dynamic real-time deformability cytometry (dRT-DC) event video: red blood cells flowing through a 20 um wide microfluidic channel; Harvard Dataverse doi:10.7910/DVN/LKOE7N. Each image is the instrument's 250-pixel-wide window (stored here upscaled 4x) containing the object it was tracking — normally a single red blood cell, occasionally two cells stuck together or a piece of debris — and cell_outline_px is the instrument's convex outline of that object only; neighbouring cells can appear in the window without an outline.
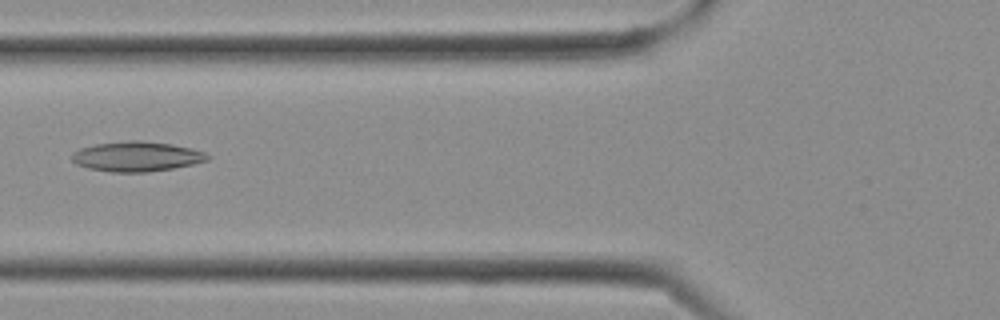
{"species": "Egyptian fruit bat (a non-hibernating species)", "species_latin": "Rousettus aegyptiacus", "temperature_condition": "cold", "stored_images_in_passage": 29, "camera_frame_rate_fps": 3000, "um_per_image_px": 0.085, "frame": {"image": 1, "passage_image": 11, "time_ms": 3.333, "image_size_px": [1000, 320], "cell_outline_px": [[212, 156], [208, 160], [192, 164], [172, 168], [148, 172], [112, 172], [88, 168], [76, 164], [72, 160], [72, 152], [80, 148], [96, 144], [128, 140], [140, 140], [172, 144], [192, 148], [204, 152]], "centroid_in_image_um": [11.62, 13.29], "position_along_channel_um": 114.2, "area_um2": 23.7}}
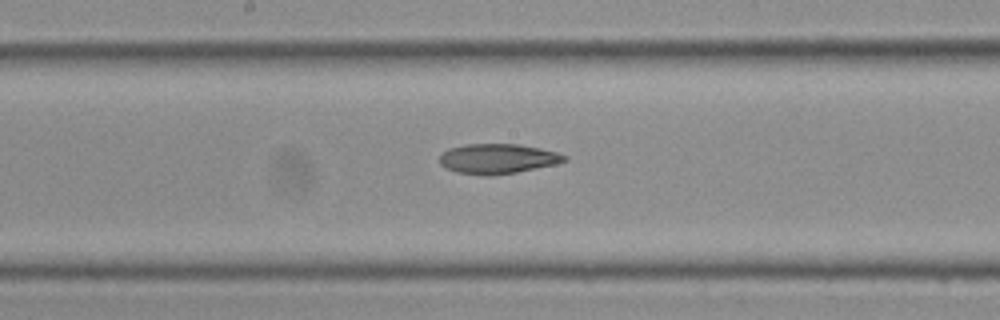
{"frame": {"image": 2, "passage_image": 15, "time_ms": 4.667, "image_size_px": [1000, 320], "cell_outline_px": [[568, 160], [556, 164], [516, 172], [492, 176], [488, 176], [456, 172], [444, 168], [440, 164], [440, 156], [448, 148], [464, 144], [520, 144], [540, 148], [556, 152], [568, 156]], "centroid_in_image_um": [42.29, 13.49], "position_along_channel_um": 205.9, "area_um2": 21.91}}
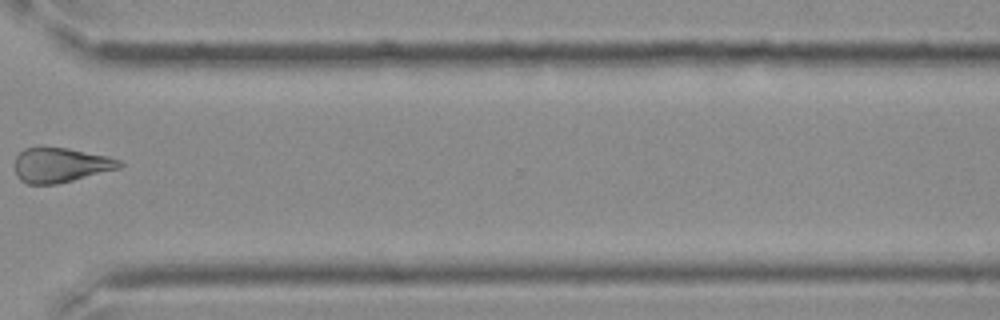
{"frame": {"image": 3, "passage_image": 22, "time_ms": 7.0, "image_size_px": [1000, 320], "cell_outline_px": [[124, 164], [120, 168], [56, 184], [28, 184], [20, 180], [16, 176], [16, 156], [24, 148], [40, 144], [68, 148], [108, 156], [120, 160]], "centroid_in_image_um": [5.12, 13.99], "position_along_channel_um": 365.5, "area_um2": 21.56}}